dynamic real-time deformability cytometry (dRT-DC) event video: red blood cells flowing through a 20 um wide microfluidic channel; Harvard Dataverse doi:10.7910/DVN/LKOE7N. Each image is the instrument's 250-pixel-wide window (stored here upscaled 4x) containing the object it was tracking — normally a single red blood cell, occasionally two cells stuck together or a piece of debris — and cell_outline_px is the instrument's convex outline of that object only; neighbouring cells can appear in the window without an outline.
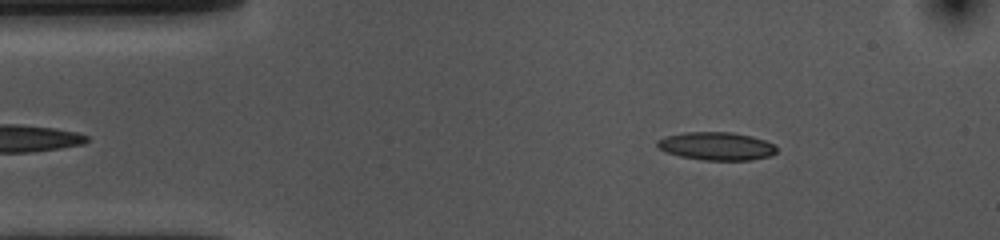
{"species": "common noctule bat (a hibernating species)", "species_latin": "Nyctalus noctula", "temperature_condition": "cold", "stored_images_in_passage": 44, "camera_frame_rate_fps": 3000, "um_per_image_px": 0.085, "animal": {"sex": "female", "body_mass_g": 10.0, "forearm_length_mm": 53.1}, "frame": {"image": 1, "passage_image": 5, "time_ms": 1.333, "image_size_px": [1000, 240], "cell_outline_px": [[776, 152], [772, 156], [752, 160], [704, 160], [680, 156], [664, 152], [656, 144], [656, 140], [668, 136], [684, 132], [732, 132], [752, 136], [776, 144]], "centroid_in_image_um": [60.93, 12.42], "position_along_channel_um": 24.1, "area_um2": 19.65}}
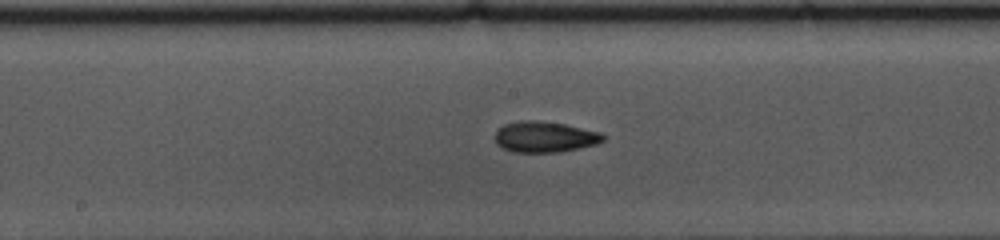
{"frame": {"image": 2, "passage_image": 24, "time_ms": 7.667, "image_size_px": [1000, 240], "cell_outline_px": [[604, 140], [596, 144], [580, 148], [560, 152], [512, 152], [500, 148], [496, 144], [496, 132], [504, 124], [520, 120], [536, 120], [564, 124], [600, 132], [604, 136]], "centroid_in_image_um": [46.28, 11.64], "position_along_channel_um": 201.9, "area_um2": 19.48}}
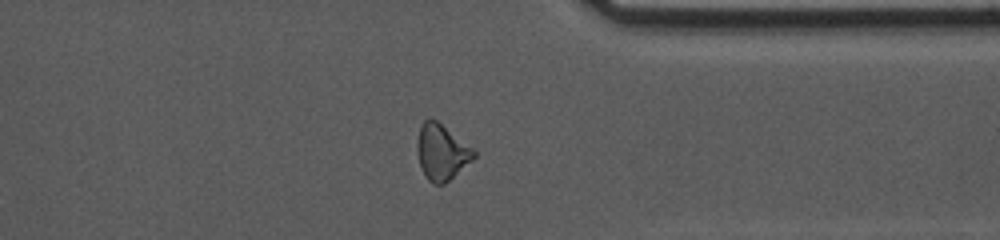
{"frame": {"image": 3, "passage_image": 39, "time_ms": 12.667, "image_size_px": [1000, 240], "cell_outline_px": [[476, 156], [472, 160], [444, 184], [432, 184], [428, 180], [420, 168], [416, 152], [416, 144], [420, 124], [424, 120], [436, 120], [472, 148], [476, 152]], "centroid_in_image_um": [37.49, 12.95], "position_along_channel_um": 373.9, "area_um2": 18.26}, "authors_computed_cell_mechanics": {"area_um2": 18.8139, "velocity_mm_per_s": 3.5976, "shape_relaxation_time_tau1_ms": 4.4771, "shape_relaxation_time_tau2_ms": 4.9604, "deformation_change_tau1": 0.1402, "deformation_change_tau2": 0.1332}}